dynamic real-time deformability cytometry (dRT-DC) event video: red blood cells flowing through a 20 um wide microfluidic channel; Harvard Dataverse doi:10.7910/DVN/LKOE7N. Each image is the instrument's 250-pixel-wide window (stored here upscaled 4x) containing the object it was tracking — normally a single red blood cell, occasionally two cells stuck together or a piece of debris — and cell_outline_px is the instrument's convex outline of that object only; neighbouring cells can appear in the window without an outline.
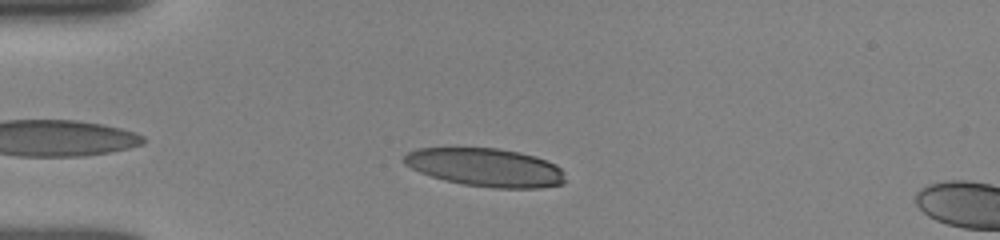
{"species": "human", "species_latin": "Homo sapiens", "temperature_condition": "room temperature", "stored_images_in_passage": 40, "camera_frame_rate_fps": 3000, "um_per_image_px": 0.085, "donor": {"sex": "female"}, "frame": {"image": 1, "passage_image": 6, "time_ms": 1.667, "image_size_px": [1000, 240], "cell_outline_px": [[564, 184], [540, 188], [492, 188], [464, 184], [444, 180], [420, 172], [404, 164], [404, 156], [408, 152], [416, 148], [496, 148], [520, 152], [536, 156], [556, 164], [564, 172]], "centroid_in_image_um": [41.3, 14.23], "position_along_channel_um": 43.7, "area_um2": 36.01}}
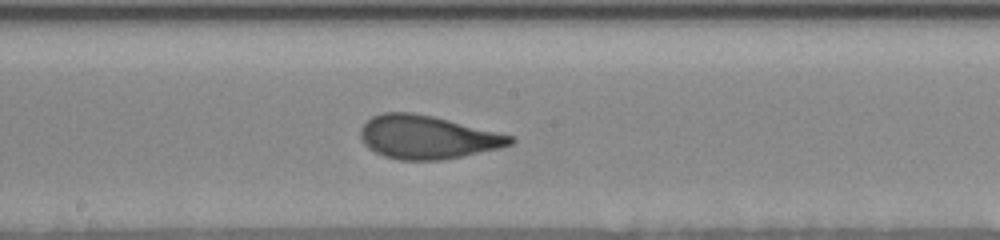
{"frame": {"image": 2, "passage_image": 21, "time_ms": 6.667, "image_size_px": [1000, 240], "cell_outline_px": [[516, 140], [512, 144], [500, 148], [444, 160], [400, 160], [384, 156], [368, 148], [364, 144], [360, 136], [360, 128], [372, 116], [384, 112], [412, 112], [432, 116], [516, 136]], "centroid_in_image_um": [36.34, 11.66], "position_along_channel_um": 211.9, "area_um2": 37.97}}
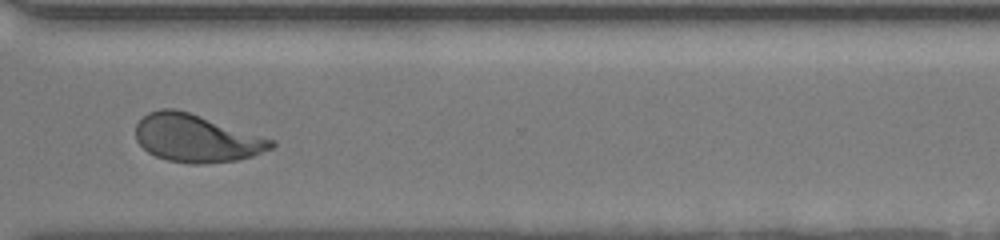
{"frame": {"image": 3, "passage_image": 32, "time_ms": 10.333, "image_size_px": [1000, 240], "cell_outline_px": [[276, 144], [272, 148], [252, 156], [236, 160], [200, 164], [192, 164], [168, 160], [156, 156], [148, 152], [136, 140], [136, 124], [148, 112], [160, 108], [176, 108], [276, 140]], "centroid_in_image_um": [16.69, 11.74], "position_along_channel_um": 353.9, "area_um2": 37.57}, "authors_computed_cell_mechanics": {"area_um2": 37.3099, "velocity_mm_per_s": 3.8778, "shape_relaxation_time_tau1_ms": 4.1331, "shape_relaxation_time_tau2_ms": 0.6946, "deformation_change_tau1": 0.1864, "deformation_change_tau2": 0.0704}}